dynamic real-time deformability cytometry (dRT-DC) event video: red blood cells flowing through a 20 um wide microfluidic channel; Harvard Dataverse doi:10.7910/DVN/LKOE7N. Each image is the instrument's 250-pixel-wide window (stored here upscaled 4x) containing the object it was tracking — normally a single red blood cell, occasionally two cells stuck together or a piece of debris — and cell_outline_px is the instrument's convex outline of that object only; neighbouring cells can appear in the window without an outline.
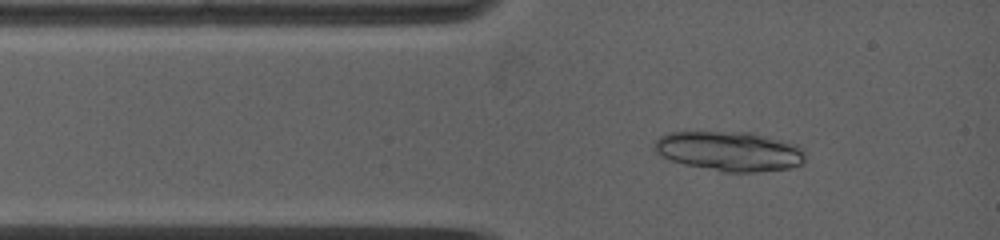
{"species": "common noctule bat (a hibernating species)", "species_latin": "Nyctalus noctula", "temperature_condition": "warm", "stored_images_in_passage": 2, "camera_frame_rate_fps": 5000, "um_per_image_px": 0.085, "animal": {"sex": "female", "body_mass_g": 19.0, "forearm_length_mm": 53.3}, "frame": {"image": 1, "passage_image": 1, "time_ms": 0.0, "image_size_px": [1000, 240], "cell_outline_px": [[804, 164], [792, 168], [756, 172], [724, 172], [684, 164], [660, 156], [652, 152], [652, 144], [660, 136], [668, 132], [752, 132], [796, 144], [804, 148]], "centroid_in_image_um": [61.99, 12.85], "position_along_channel_um": 23.0, "area_um2": 35.32}}